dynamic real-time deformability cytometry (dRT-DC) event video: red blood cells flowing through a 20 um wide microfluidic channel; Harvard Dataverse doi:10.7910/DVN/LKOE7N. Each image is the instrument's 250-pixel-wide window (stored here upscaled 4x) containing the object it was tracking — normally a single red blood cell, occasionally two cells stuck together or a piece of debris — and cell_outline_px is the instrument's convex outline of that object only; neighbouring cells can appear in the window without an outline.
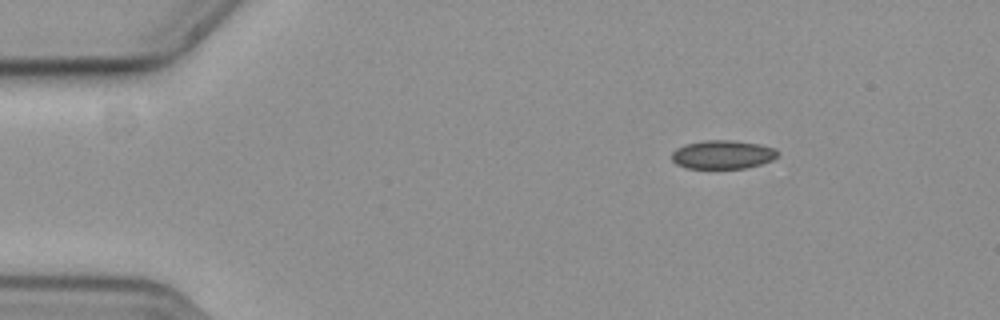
{"species": "common noctule bat (a hibernating species)", "species_latin": "Nyctalus noctula", "temperature_condition": "cold", "stored_images_in_passage": 15, "camera_frame_rate_fps": 3000, "um_per_image_px": 0.085, "animal": {"sex": "female", "body_mass_g": 19.3, "forearm_length_mm": 54.1}, "frame": {"image": 1, "passage_image": 1, "time_ms": 0.0, "image_size_px": [1000, 320], "cell_outline_px": [[780, 152], [772, 160], [760, 164], [744, 168], [688, 168], [676, 164], [672, 160], [672, 152], [676, 148], [684, 144], [704, 140], [732, 140], [760, 144], [776, 148]], "centroid_in_image_um": [61.43, 13.12], "position_along_channel_um": 23.6, "area_um2": 17.74}}
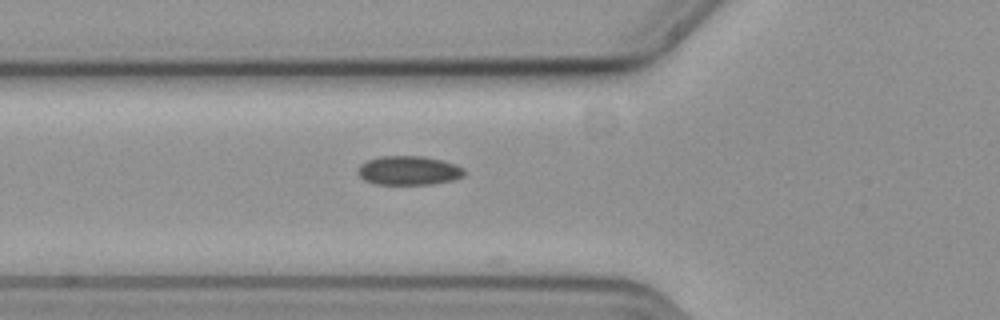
{"frame": {"image": 2, "passage_image": 13, "time_ms": 4.0, "image_size_px": [1000, 320], "cell_outline_px": [[464, 176], [452, 180], [432, 184], [376, 184], [364, 180], [356, 172], [360, 164], [368, 160], [380, 156], [424, 156], [456, 164], [464, 168]], "centroid_in_image_um": [34.73, 14.49], "position_along_channel_um": 91.1, "area_um2": 18.03}}